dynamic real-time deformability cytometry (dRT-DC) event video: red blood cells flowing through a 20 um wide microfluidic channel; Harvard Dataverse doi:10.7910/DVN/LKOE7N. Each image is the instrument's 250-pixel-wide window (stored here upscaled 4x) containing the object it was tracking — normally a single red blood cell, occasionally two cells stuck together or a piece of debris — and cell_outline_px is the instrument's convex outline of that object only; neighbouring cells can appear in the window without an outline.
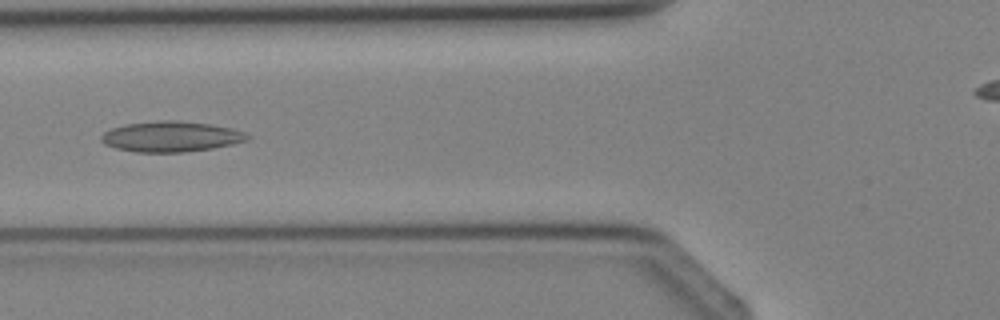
{"species": "Egyptian fruit bat (a non-hibernating species)", "species_latin": "Rousettus aegyptiacus", "temperature_condition": "cold", "stored_images_in_passage": 3, "camera_frame_rate_fps": 3000, "um_per_image_px": 0.085, "animal": {"sex": "female"}, "frame": {"image": 1, "passage_image": 3, "time_ms": 2.333, "image_size_px": [1000, 320], "cell_outline_px": [[248, 140], [232, 144], [212, 148], [184, 152], [136, 152], [116, 148], [104, 144], [100, 140], [100, 136], [104, 132], [112, 128], [128, 124], [164, 120], [172, 120], [208, 124], [232, 128], [244, 132], [248, 136]], "centroid_in_image_um": [14.51, 11.62], "position_along_channel_um": 111.3, "area_um2": 25.66}}